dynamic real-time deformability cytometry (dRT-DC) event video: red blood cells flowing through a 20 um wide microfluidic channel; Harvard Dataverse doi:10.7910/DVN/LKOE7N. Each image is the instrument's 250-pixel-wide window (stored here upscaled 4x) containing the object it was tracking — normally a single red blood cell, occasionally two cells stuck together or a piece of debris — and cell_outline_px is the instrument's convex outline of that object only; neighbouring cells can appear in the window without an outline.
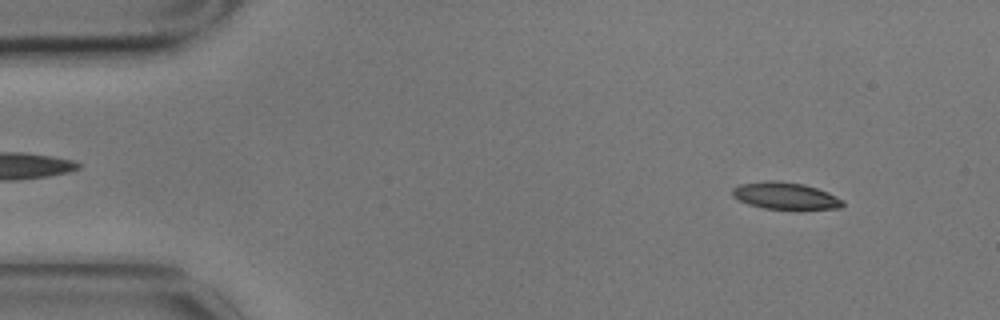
{"species": "common noctule bat (a hibernating species)", "species_latin": "Nyctalus noctula", "temperature_condition": "cold", "stored_images_in_passage": 3, "camera_frame_rate_fps": 3000, "um_per_image_px": 0.085, "animal": {"sex": "male", "body_mass_g": 17.9}, "frame": {"image": 1, "passage_image": 1, "time_ms": 0.0, "image_size_px": [1000, 320], "cell_outline_px": [[844, 204], [840, 208], [764, 208], [748, 204], [732, 196], [732, 188], [740, 184], [768, 180], [776, 180], [804, 184], [828, 192], [844, 200]], "centroid_in_image_um": [66.73, 16.62], "position_along_channel_um": 18.3, "area_um2": 17.05}}